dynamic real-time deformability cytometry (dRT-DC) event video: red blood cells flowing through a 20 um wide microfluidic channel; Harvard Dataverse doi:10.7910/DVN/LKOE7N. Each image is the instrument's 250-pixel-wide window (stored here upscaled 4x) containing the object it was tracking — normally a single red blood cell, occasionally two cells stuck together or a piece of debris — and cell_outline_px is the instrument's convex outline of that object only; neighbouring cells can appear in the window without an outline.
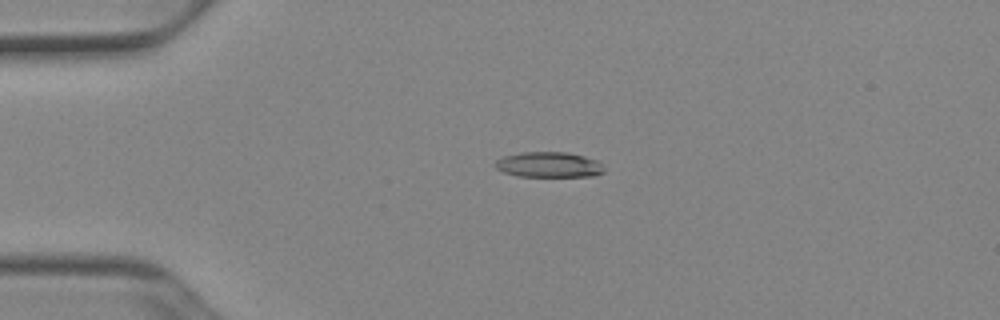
{"species": "Egyptian fruit bat (a non-hibernating species)", "species_latin": "Rousettus aegyptiacus", "temperature_condition": "cold", "stored_images_in_passage": 52, "camera_frame_rate_fps": 3000, "um_per_image_px": 0.085, "animal": {"sex": "female"}, "frame": {"image": 1, "passage_image": 13, "time_ms": 4.0, "image_size_px": [1000, 320], "cell_outline_px": [[604, 172], [592, 176], [516, 176], [504, 172], [496, 168], [492, 164], [496, 160], [504, 156], [520, 152], [568, 152], [584, 156], [596, 160], [604, 168]], "centroid_in_image_um": [46.61, 13.99], "position_along_channel_um": 38.4, "area_um2": 16.13}}
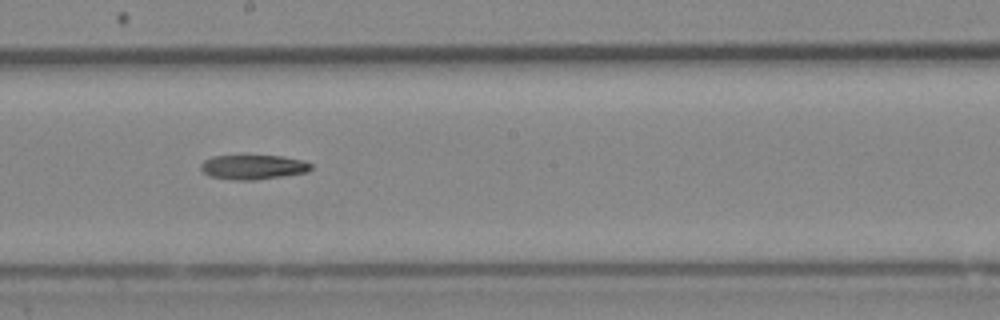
{"frame": {"image": 2, "passage_image": 30, "time_ms": 9.667, "image_size_px": [1000, 320], "cell_outline_px": [[312, 168], [308, 172], [256, 180], [232, 180], [208, 176], [200, 168], [200, 164], [204, 160], [212, 156], [280, 156], [304, 160], [312, 164]], "centroid_in_image_um": [21.51, 14.21], "position_along_channel_um": 226.7, "area_um2": 15.84}}
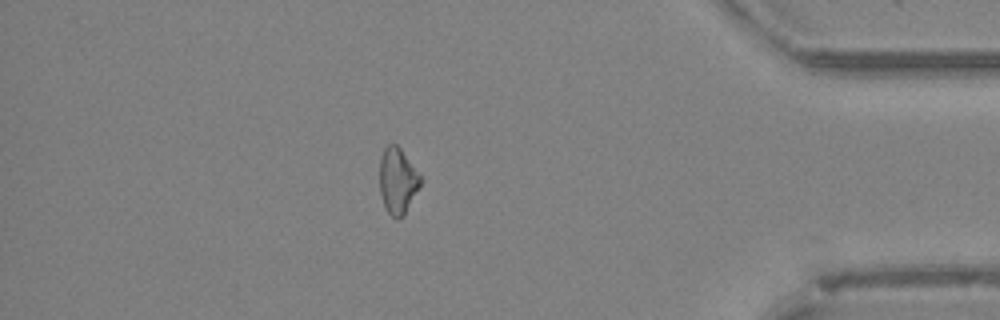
{"frame": {"image": 3, "passage_image": 46, "time_ms": 15.0, "image_size_px": [1000, 320], "cell_outline_px": [[424, 180], [404, 216], [396, 220], [388, 212], [384, 204], [380, 192], [380, 156], [384, 148], [388, 144], [396, 144], [400, 148]], "centroid_in_image_um": [33.82, 15.38], "position_along_channel_um": 401.4, "area_um2": 15.84}}